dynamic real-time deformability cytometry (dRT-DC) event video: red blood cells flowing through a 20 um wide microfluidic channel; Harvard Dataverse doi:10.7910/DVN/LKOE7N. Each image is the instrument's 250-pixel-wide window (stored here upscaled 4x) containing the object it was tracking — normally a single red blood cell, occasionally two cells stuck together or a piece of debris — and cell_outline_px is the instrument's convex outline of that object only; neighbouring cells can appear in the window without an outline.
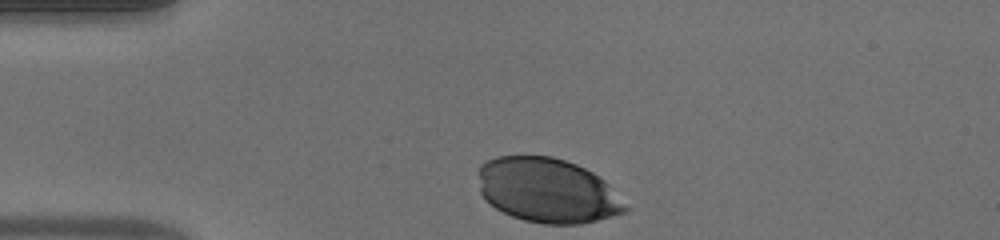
{"species": "human", "species_latin": "Homo sapiens", "temperature_condition": "warm", "stored_images_in_passage": 33, "camera_frame_rate_fps": 3000, "um_per_image_px": 0.085, "donor": {"sex": "male"}, "frame": {"image": 1, "passage_image": 1, "time_ms": 0.0, "image_size_px": [1000, 240], "cell_outline_px": [[628, 212], [580, 224], [544, 224], [524, 220], [512, 216], [496, 208], [480, 192], [480, 164], [496, 156], [552, 156], [576, 164], [592, 172], [604, 180], [608, 184], [628, 208]], "centroid_in_image_um": [46.55, 16.19], "position_along_channel_um": 38.5, "area_um2": 54.85}}
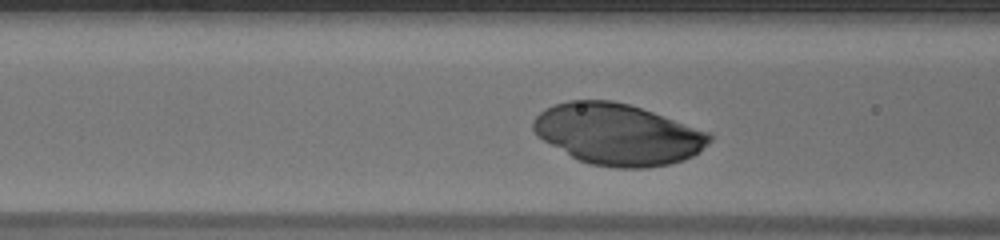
{"frame": {"image": 2, "passage_image": 10, "time_ms": 3.0, "image_size_px": [1000, 240], "cell_outline_px": [[712, 140], [700, 152], [684, 160], [668, 164], [648, 168], [616, 168], [588, 164], [572, 156], [536, 136], [532, 128], [532, 120], [544, 108], [552, 104], [568, 100], [612, 100], [628, 104], [652, 112], [708, 132], [712, 136]], "centroid_in_image_um": [52.48, 11.41], "position_along_channel_um": 114.1, "area_um2": 62.77}}
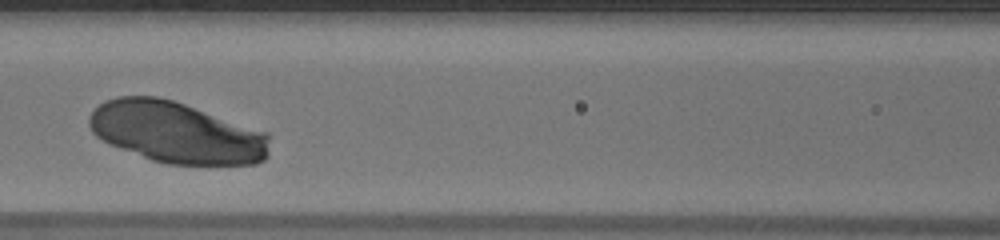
{"frame": {"image": 3, "passage_image": 13, "time_ms": 4.0, "image_size_px": [1000, 240], "cell_outline_px": [[268, 156], [264, 160], [256, 164], [168, 164], [152, 160], [112, 144], [96, 136], [92, 132], [88, 124], [88, 116], [104, 100], [116, 96], [156, 96], [172, 100], [268, 132]], "centroid_in_image_um": [14.99, 11.25], "position_along_channel_um": 151.6, "area_um2": 64.1}}